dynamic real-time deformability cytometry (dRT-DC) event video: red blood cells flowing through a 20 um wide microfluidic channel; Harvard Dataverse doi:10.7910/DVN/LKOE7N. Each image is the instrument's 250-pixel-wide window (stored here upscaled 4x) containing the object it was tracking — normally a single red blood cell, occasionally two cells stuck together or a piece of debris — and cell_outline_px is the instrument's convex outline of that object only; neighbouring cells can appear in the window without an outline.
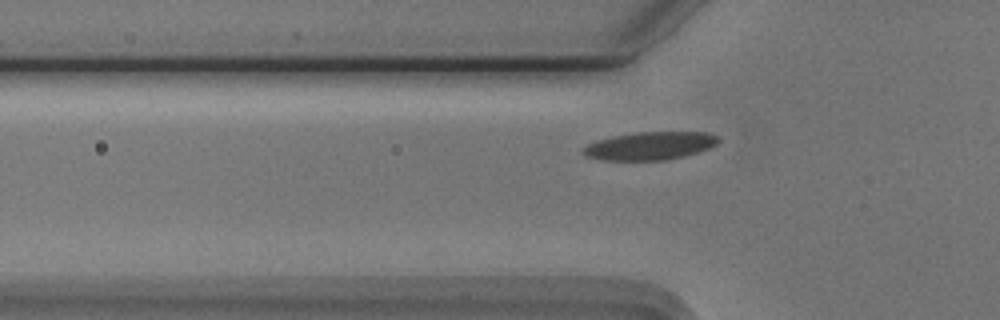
{"species": "Egyptian fruit bat (a non-hibernating species)", "species_latin": "Rousettus aegyptiacus", "temperature_condition": "cold", "stored_images_in_passage": 35, "camera_frame_rate_fps": 3000, "um_per_image_px": 0.085, "animal": {"sex": "male"}, "frame": {"image": 1, "passage_image": 4, "time_ms": 1.0, "image_size_px": [1000, 320], "cell_outline_px": [[720, 140], [716, 144], [708, 148], [684, 156], [664, 160], [600, 160], [588, 156], [584, 152], [584, 148], [588, 144], [596, 140], [612, 136], [636, 132], [708, 132], [720, 136]], "centroid_in_image_um": [55.28, 12.38], "position_along_channel_um": 70.5, "area_um2": 21.96}}
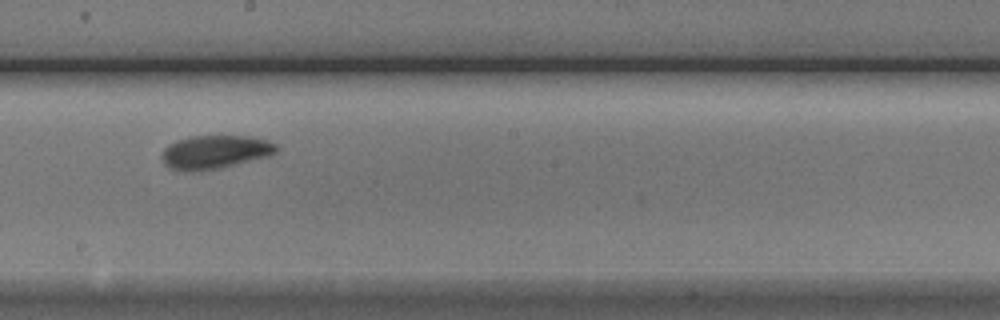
{"frame": {"image": 2, "passage_image": 17, "time_ms": 5.333, "image_size_px": [1000, 320], "cell_outline_px": [[280, 148], [276, 152], [268, 156], [220, 168], [200, 172], [184, 172], [168, 168], [164, 164], [160, 156], [164, 148], [168, 144], [176, 140], [192, 136], [252, 136], [268, 140], [276, 144]], "centroid_in_image_um": [18.23, 12.93], "position_along_channel_um": 230.0, "area_um2": 22.83}}
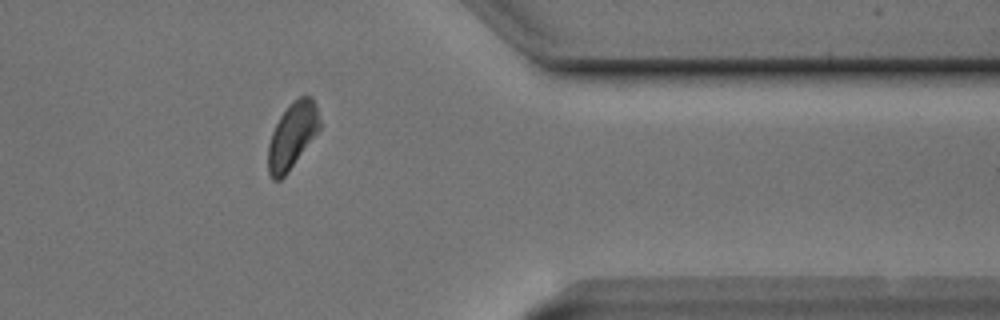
{"frame": {"image": 3, "passage_image": 31, "time_ms": 10.0, "image_size_px": [1000, 320], "cell_outline_px": [[324, 124], [288, 172], [280, 180], [272, 180], [268, 172], [268, 144], [272, 132], [280, 116], [300, 96], [308, 96], [316, 104]], "centroid_in_image_um": [24.87, 11.55], "position_along_channel_um": 386.5, "area_um2": 19.77}, "authors_computed_cell_mechanics": {"area_um2": 21.5594, "velocity_mm_per_s": 3.6792, "shape_relaxation_time_tau1_ms": 3.0964, "shape_relaxation_time_tau2_ms": 4.5244, "deformation_change_tau1": 0.1144, "deformation_change_tau2": 0.0736}}